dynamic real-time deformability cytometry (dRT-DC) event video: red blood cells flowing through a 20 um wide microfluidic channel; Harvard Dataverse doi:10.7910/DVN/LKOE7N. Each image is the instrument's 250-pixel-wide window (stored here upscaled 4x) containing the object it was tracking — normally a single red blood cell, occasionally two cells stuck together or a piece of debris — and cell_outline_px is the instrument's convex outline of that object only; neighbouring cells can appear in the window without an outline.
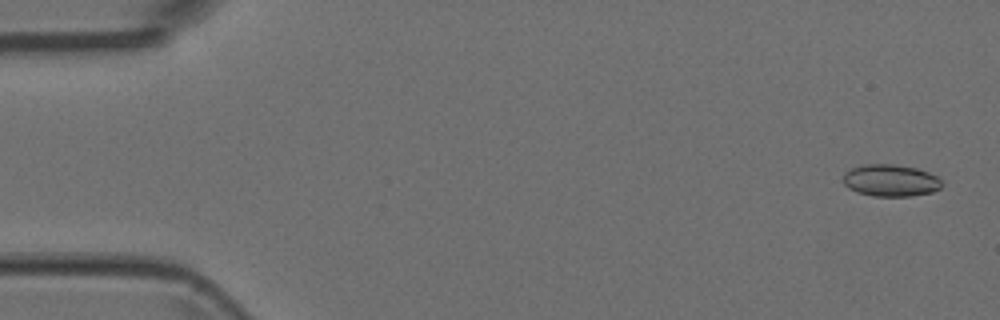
{"species": "Egyptian fruit bat (a non-hibernating species)", "species_latin": "Rousettus aegyptiacus", "temperature_condition": "room temperature", "stored_images_in_passage": 5, "segment_of_instrument_passage": [2, 2], "camera_frame_rate_fps": 3000, "um_per_image_px": 0.085, "animal": {"sex": "female"}, "frame": {"image": 1, "passage_image": 5, "time_ms": 1.333, "image_size_px": [1000, 320], "cell_outline_px": [[944, 184], [940, 188], [932, 192], [912, 196], [872, 196], [856, 192], [848, 188], [844, 184], [844, 172], [852, 168], [864, 164], [892, 164], [916, 168], [928, 172], [936, 176]], "centroid_in_image_um": [75.7, 15.34], "position_along_channel_um": 9.3, "area_um2": 18.44}}